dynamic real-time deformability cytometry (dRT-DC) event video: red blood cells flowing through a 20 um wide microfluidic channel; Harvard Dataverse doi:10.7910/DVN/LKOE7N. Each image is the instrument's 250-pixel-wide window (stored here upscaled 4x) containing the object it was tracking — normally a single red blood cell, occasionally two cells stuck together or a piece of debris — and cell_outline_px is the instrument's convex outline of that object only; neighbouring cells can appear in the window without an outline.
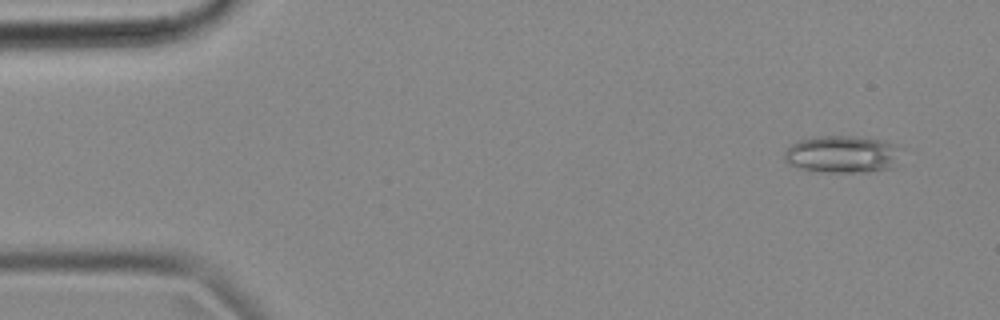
{"species": "common noctule bat (a hibernating species)", "species_latin": "Nyctalus noctula", "temperature_condition": "cold", "stored_images_in_passage": 53, "camera_frame_rate_fps": 3000, "um_per_image_px": 0.085, "animal": {"sex": "female", "body_mass_g": 18.4}, "frame": {"image": 1, "passage_image": 2, "time_ms": 0.333, "image_size_px": [1000, 320], "cell_outline_px": [[904, 148], [892, 168], [868, 172], [828, 172], [800, 168], [788, 164], [784, 160], [784, 152], [792, 144], [800, 140], [816, 136], [852, 136], [884, 140]], "centroid_in_image_um": [71.63, 13.11], "position_along_channel_um": 13.4, "area_um2": 25.55}}
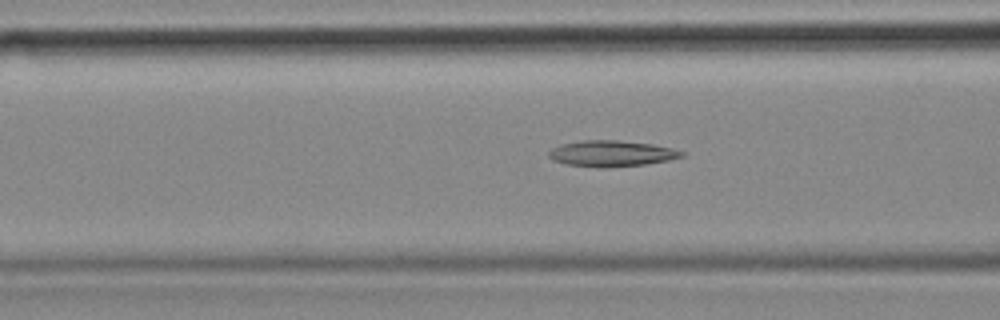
{"frame": {"image": 2, "passage_image": 19, "time_ms": 6.0, "image_size_px": [1000, 320], "cell_outline_px": [[684, 156], [668, 160], [644, 164], [608, 168], [600, 168], [568, 164], [552, 160], [548, 156], [548, 152], [552, 148], [560, 144], [584, 140], [616, 140], [652, 144], [672, 148], [684, 152]], "centroid_in_image_um": [51.95, 13.05], "position_along_channel_um": 114.6, "area_um2": 20.11}}
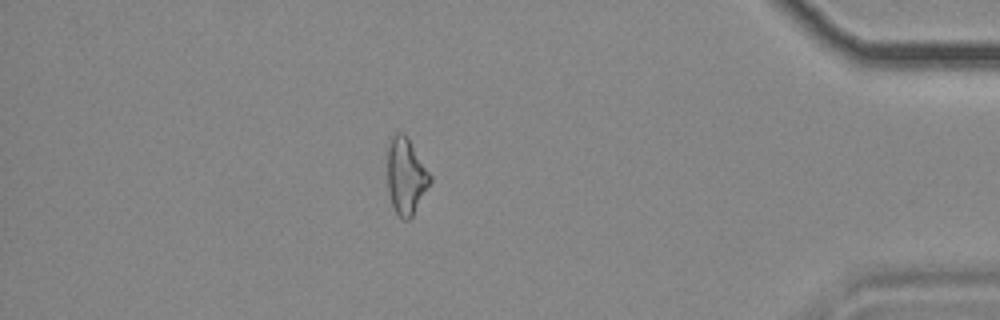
{"frame": {"image": 3, "passage_image": 46, "time_ms": 15.0, "image_size_px": [1000, 320], "cell_outline_px": [[432, 180], [412, 216], [408, 220], [404, 220], [396, 212], [392, 204], [388, 192], [388, 148], [392, 136], [396, 132], [404, 132], [408, 136], [432, 176]], "centroid_in_image_um": [34.52, 14.94], "position_along_channel_um": 400.7, "area_um2": 18.96}, "authors_computed_cell_mechanics": {"area_um2": 19.652, "velocity_mm_per_s": 3.6431, "shape_relaxation_time_tau1_ms": null, "shape_relaxation_time_tau2_ms": 9.1646, "deformation_change_tau1": null, "deformation_change_tau2": 0.2411}}